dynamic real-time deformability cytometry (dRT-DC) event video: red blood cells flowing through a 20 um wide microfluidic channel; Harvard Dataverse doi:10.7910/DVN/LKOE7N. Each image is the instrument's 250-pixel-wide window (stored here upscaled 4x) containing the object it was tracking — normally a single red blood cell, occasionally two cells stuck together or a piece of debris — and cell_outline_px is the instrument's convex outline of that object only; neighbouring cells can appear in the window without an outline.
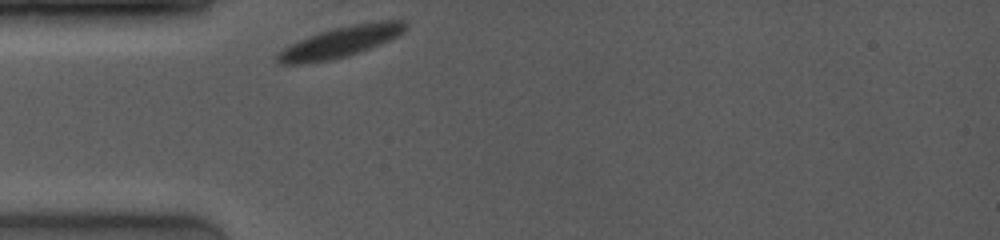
{"species": "common noctule bat (a hibernating species)", "species_latin": "Nyctalus noctula", "temperature_condition": "room temperature", "stored_images_in_passage": 33, "camera_frame_rate_fps": 4000, "um_per_image_px": 0.085, "animal": {"sex": "female", "body_mass_g": 19.0, "forearm_length_mm": 53.3}, "frame": {"image": 1, "passage_image": 1, "time_ms": 0.0, "image_size_px": [1000, 240], "cell_outline_px": [[408, 28], [404, 32], [380, 44], [348, 56], [332, 60], [300, 64], [280, 64], [272, 60], [272, 56], [284, 48], [308, 36], [320, 32], [336, 28], [356, 24], [380, 20], [404, 20], [408, 24]], "centroid_in_image_um": [28.91, 3.58], "position_along_channel_um": 56.1, "area_um2": 23.0}}
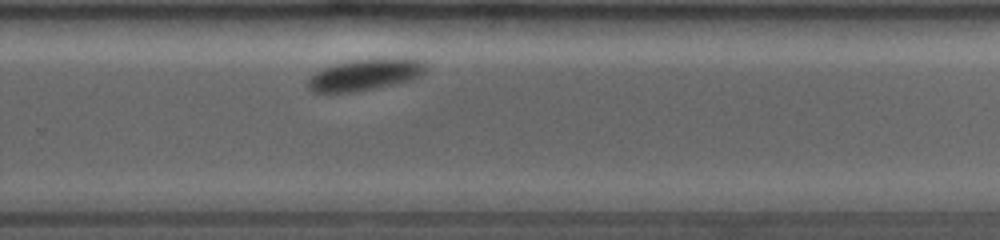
{"frame": {"image": 2, "passage_image": 24, "time_ms": 6.75, "image_size_px": [1000, 240], "cell_outline_px": [[428, 68], [420, 76], [412, 80], [396, 84], [356, 92], [312, 92], [308, 88], [308, 76], [324, 68], [356, 60], [424, 60], [428, 64]], "centroid_in_image_um": [31.04, 6.39], "position_along_channel_um": 298.8, "area_um2": 21.04}}
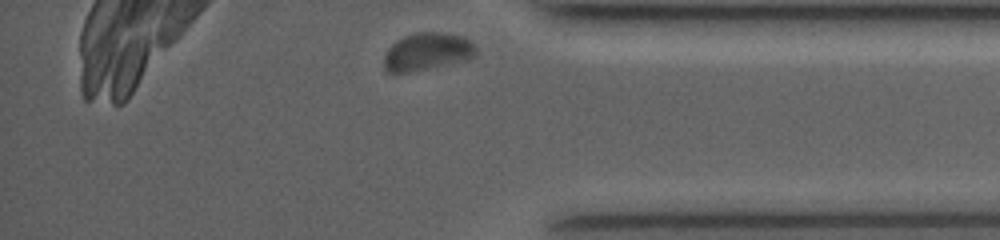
{"frame": {"image": 3, "passage_image": 32, "time_ms": 9.5, "image_size_px": [1000, 240], "cell_outline_px": [[476, 52], [468, 60], [408, 72], [388, 72], [384, 68], [384, 56], [388, 48], [396, 40], [404, 36], [416, 32], [448, 32], [464, 36], [476, 48]], "centroid_in_image_um": [36.3, 4.37], "position_along_channel_um": 398.9, "area_um2": 20.11}, "authors_computed_cell_mechanics": {"area_um2": 22.0218, "velocity_mm_per_s": 3.6713, "shape_relaxation_time_tau1_ms": 2.6921, "shape_relaxation_time_tau2_ms": null, "deformation_change_tau1": 0.1247, "deformation_change_tau2": null}}